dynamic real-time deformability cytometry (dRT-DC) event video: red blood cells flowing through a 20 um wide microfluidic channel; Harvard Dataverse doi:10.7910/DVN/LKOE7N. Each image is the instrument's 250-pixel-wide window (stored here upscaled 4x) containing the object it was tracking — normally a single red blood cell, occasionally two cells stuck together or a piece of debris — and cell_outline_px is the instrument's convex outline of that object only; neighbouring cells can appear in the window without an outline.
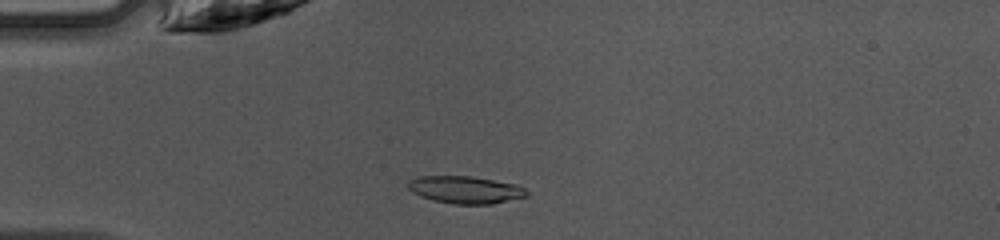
{"species": "common noctule bat (a hibernating species)", "species_latin": "Nyctalus noctula", "temperature_condition": "warm", "stored_images_in_passage": 47, "camera_frame_rate_fps": 3000, "um_per_image_px": 0.085, "animal": {"sex": "female", "body_mass_g": 10.0, "forearm_length_mm": 53.1}, "frame": {"image": 1, "passage_image": 13, "time_ms": 4.0, "image_size_px": [1000, 240], "cell_outline_px": [[528, 196], [492, 204], [452, 204], [432, 200], [420, 196], [412, 192], [408, 188], [408, 180], [420, 176], [472, 176], [516, 184], [524, 188], [528, 192]], "centroid_in_image_um": [39.55, 16.13], "position_along_channel_um": 45.5, "area_um2": 19.02}}
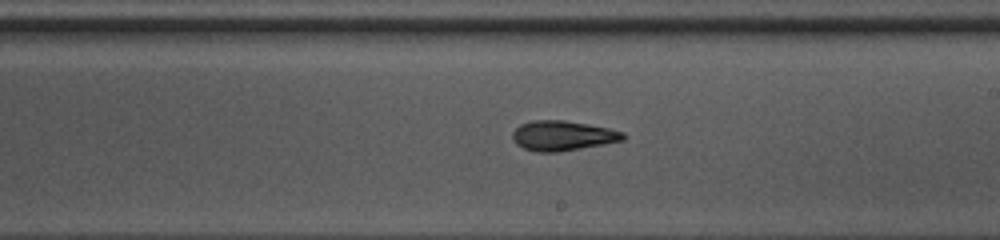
{"frame": {"image": 2, "passage_image": 28, "time_ms": 9.0, "image_size_px": [1000, 240], "cell_outline_px": [[624, 140], [604, 144], [560, 152], [536, 152], [524, 148], [516, 144], [512, 140], [512, 132], [520, 124], [532, 120], [564, 120], [588, 124], [608, 128], [624, 132]], "centroid_in_image_um": [47.8, 11.53], "position_along_channel_um": 241.2, "area_um2": 19.36}}
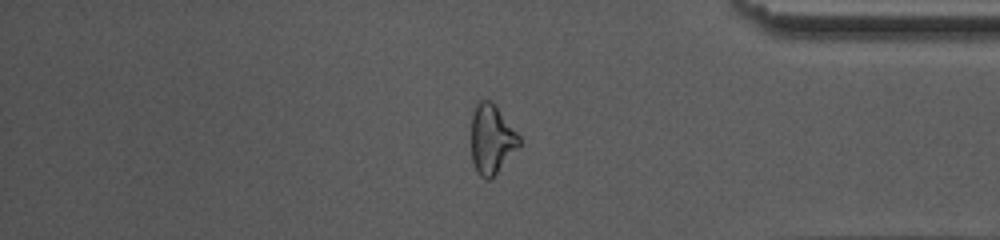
{"frame": {"image": 3, "passage_image": 40, "time_ms": 13.0, "image_size_px": [1000, 240], "cell_outline_px": [[520, 144], [496, 172], [488, 180], [480, 176], [472, 160], [472, 112], [476, 100], [492, 100], [496, 104], [520, 136]], "centroid_in_image_um": [41.77, 11.74], "position_along_channel_um": 393.4, "area_um2": 19.19}, "authors_computed_cell_mechanics": {"area_um2": 19.1896, "velocity_mm_per_s": 4.2495, "shape_relaxation_time_tau1_ms": 5.5305, "shape_relaxation_time_tau2_ms": 2.9904, "deformation_change_tau1": 0.1696, "deformation_change_tau2": 0.1114}}